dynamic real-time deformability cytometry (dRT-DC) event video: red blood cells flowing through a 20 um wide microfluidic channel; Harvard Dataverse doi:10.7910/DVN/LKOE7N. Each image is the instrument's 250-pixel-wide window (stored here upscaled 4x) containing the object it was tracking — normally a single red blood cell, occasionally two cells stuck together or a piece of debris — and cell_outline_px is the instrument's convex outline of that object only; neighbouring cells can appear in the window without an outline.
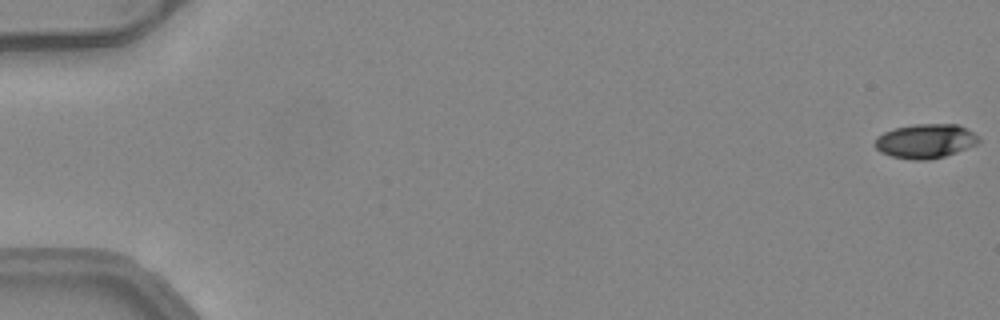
{"species": "common noctule bat (a hibernating species)", "species_latin": "Nyctalus noctula", "temperature_condition": "warm", "stored_images_in_passage": 16, "camera_frame_rate_fps": 3000, "um_per_image_px": 0.085, "animal": {"sex": "female", "body_mass_g": 24.6, "forearm_length_mm": 56.2}, "frame": {"image": 1, "passage_image": 1, "time_ms": 0.0, "image_size_px": [1000, 320], "cell_outline_px": [[980, 140], [976, 144], [956, 152], [944, 156], [928, 160], [912, 160], [892, 156], [880, 152], [876, 148], [876, 136], [884, 132], [896, 128], [916, 124], [956, 124], [968, 128]], "centroid_in_image_um": [78.65, 11.99], "position_along_channel_um": 6.3, "area_um2": 20.52}}
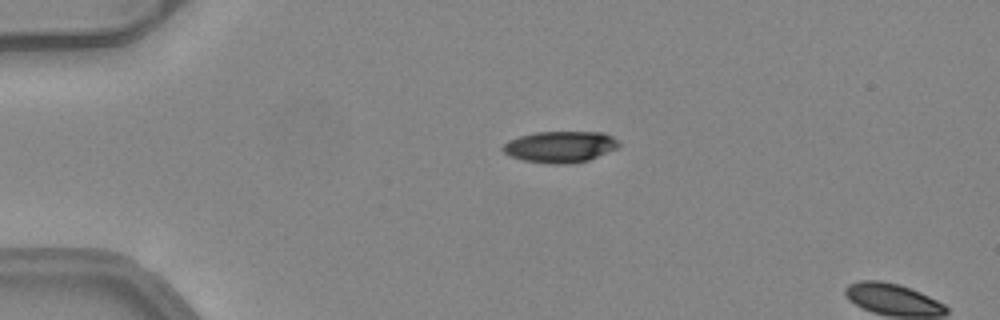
{"frame": {"image": 2, "passage_image": 13, "time_ms": 4.0, "image_size_px": [1000, 320], "cell_outline_px": [[620, 144], [616, 148], [588, 160], [564, 164], [552, 164], [524, 160], [508, 156], [500, 148], [508, 140], [520, 136], [536, 132], [604, 132], [612, 136]], "centroid_in_image_um": [47.57, 12.47], "position_along_channel_um": 37.4, "area_um2": 21.04}}